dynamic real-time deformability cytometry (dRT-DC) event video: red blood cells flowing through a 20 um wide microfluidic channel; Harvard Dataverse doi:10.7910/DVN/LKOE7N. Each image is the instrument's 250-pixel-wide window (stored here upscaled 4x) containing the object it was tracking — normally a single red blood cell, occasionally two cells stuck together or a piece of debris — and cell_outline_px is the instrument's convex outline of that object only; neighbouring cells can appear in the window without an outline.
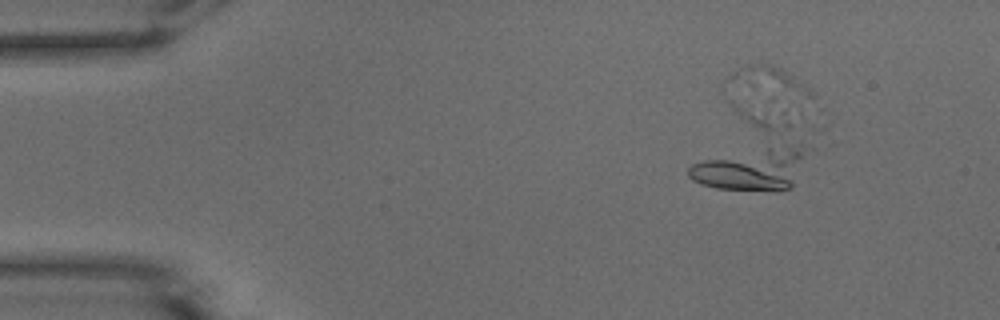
{"species": "common noctule bat (a hibernating species)", "species_latin": "Nyctalus noctula", "temperature_condition": "warm", "stored_images_in_passage": 13, "camera_frame_rate_fps": 3000, "um_per_image_px": 0.085, "animal": {"sex": "male", "body_mass_g": 15.6}, "frame": {"image": 1, "passage_image": 2, "time_ms": 0.333, "image_size_px": [1000, 320], "cell_outline_px": [[816, 148], [792, 188], [776, 192], [716, 188], [700, 184], [692, 180], [688, 176], [688, 168], [692, 164], [704, 160], [784, 144], [800, 144]], "centroid_in_image_um": [64.13, 14.36], "position_along_channel_um": 20.9, "area_um2": 30.4}}
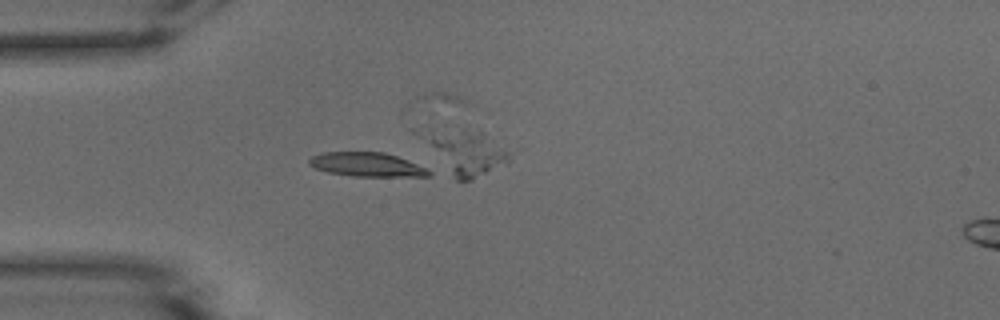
{"frame": {"image": 2, "passage_image": 10, "time_ms": 3.0, "image_size_px": [1000, 320], "cell_outline_px": [[432, 176], [352, 176], [328, 172], [316, 168], [308, 164], [308, 160], [312, 156], [324, 152], [384, 152], [396, 156], [416, 164], [432, 172]], "centroid_in_image_um": [31.15, 13.99], "position_along_channel_um": 53.8, "area_um2": 16.53}}